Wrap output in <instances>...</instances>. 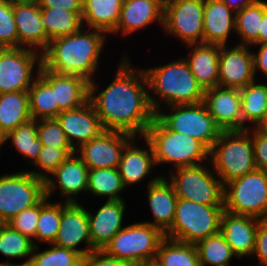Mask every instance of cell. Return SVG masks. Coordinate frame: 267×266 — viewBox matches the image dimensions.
I'll list each match as a JSON object with an SVG mask.
<instances>
[{
    "mask_svg": "<svg viewBox=\"0 0 267 266\" xmlns=\"http://www.w3.org/2000/svg\"><path fill=\"white\" fill-rule=\"evenodd\" d=\"M128 56L121 58L112 82L97 93L98 85L89 82V101L104 130L144 137L155 118L143 69H134ZM97 93V94H96Z\"/></svg>",
    "mask_w": 267,
    "mask_h": 266,
    "instance_id": "cell-1",
    "label": "cell"
},
{
    "mask_svg": "<svg viewBox=\"0 0 267 266\" xmlns=\"http://www.w3.org/2000/svg\"><path fill=\"white\" fill-rule=\"evenodd\" d=\"M82 27L67 36L50 40L42 53V66L55 73L77 75L91 82L106 42V33L102 30Z\"/></svg>",
    "mask_w": 267,
    "mask_h": 266,
    "instance_id": "cell-2",
    "label": "cell"
},
{
    "mask_svg": "<svg viewBox=\"0 0 267 266\" xmlns=\"http://www.w3.org/2000/svg\"><path fill=\"white\" fill-rule=\"evenodd\" d=\"M167 64L143 69L149 93L150 104L155 113L167 106L196 104L204 100L205 91L198 84L184 57ZM154 95V96H153ZM160 98V101L158 100ZM158 100V101H157Z\"/></svg>",
    "mask_w": 267,
    "mask_h": 266,
    "instance_id": "cell-3",
    "label": "cell"
},
{
    "mask_svg": "<svg viewBox=\"0 0 267 266\" xmlns=\"http://www.w3.org/2000/svg\"><path fill=\"white\" fill-rule=\"evenodd\" d=\"M151 144L155 164H172V169L197 166L209 160V149L199 140L169 130L156 116L144 136Z\"/></svg>",
    "mask_w": 267,
    "mask_h": 266,
    "instance_id": "cell-4",
    "label": "cell"
},
{
    "mask_svg": "<svg viewBox=\"0 0 267 266\" xmlns=\"http://www.w3.org/2000/svg\"><path fill=\"white\" fill-rule=\"evenodd\" d=\"M209 164L223 185L256 169L251 134L222 131L209 151Z\"/></svg>",
    "mask_w": 267,
    "mask_h": 266,
    "instance_id": "cell-5",
    "label": "cell"
},
{
    "mask_svg": "<svg viewBox=\"0 0 267 266\" xmlns=\"http://www.w3.org/2000/svg\"><path fill=\"white\" fill-rule=\"evenodd\" d=\"M224 206H208L178 198L172 227L165 237L196 244L220 231Z\"/></svg>",
    "mask_w": 267,
    "mask_h": 266,
    "instance_id": "cell-6",
    "label": "cell"
},
{
    "mask_svg": "<svg viewBox=\"0 0 267 266\" xmlns=\"http://www.w3.org/2000/svg\"><path fill=\"white\" fill-rule=\"evenodd\" d=\"M203 164L169 171L167 179L178 198L208 206H224V185L211 166Z\"/></svg>",
    "mask_w": 267,
    "mask_h": 266,
    "instance_id": "cell-7",
    "label": "cell"
},
{
    "mask_svg": "<svg viewBox=\"0 0 267 266\" xmlns=\"http://www.w3.org/2000/svg\"><path fill=\"white\" fill-rule=\"evenodd\" d=\"M224 210L235 215L267 218V172L255 169L225 184Z\"/></svg>",
    "mask_w": 267,
    "mask_h": 266,
    "instance_id": "cell-8",
    "label": "cell"
},
{
    "mask_svg": "<svg viewBox=\"0 0 267 266\" xmlns=\"http://www.w3.org/2000/svg\"><path fill=\"white\" fill-rule=\"evenodd\" d=\"M165 234L145 222H135L122 228L103 249L108 255L131 265L155 260Z\"/></svg>",
    "mask_w": 267,
    "mask_h": 266,
    "instance_id": "cell-9",
    "label": "cell"
},
{
    "mask_svg": "<svg viewBox=\"0 0 267 266\" xmlns=\"http://www.w3.org/2000/svg\"><path fill=\"white\" fill-rule=\"evenodd\" d=\"M158 110L155 116L174 132L189 135L202 142L209 150L220 136L222 130L215 123L205 103L178 104ZM166 111H169L168 114Z\"/></svg>",
    "mask_w": 267,
    "mask_h": 266,
    "instance_id": "cell-10",
    "label": "cell"
},
{
    "mask_svg": "<svg viewBox=\"0 0 267 266\" xmlns=\"http://www.w3.org/2000/svg\"><path fill=\"white\" fill-rule=\"evenodd\" d=\"M45 197V180L20 170L0 176V224H6L23 210Z\"/></svg>",
    "mask_w": 267,
    "mask_h": 266,
    "instance_id": "cell-11",
    "label": "cell"
},
{
    "mask_svg": "<svg viewBox=\"0 0 267 266\" xmlns=\"http://www.w3.org/2000/svg\"><path fill=\"white\" fill-rule=\"evenodd\" d=\"M41 66L42 54L35 50L3 48L0 51V93L28 91Z\"/></svg>",
    "mask_w": 267,
    "mask_h": 266,
    "instance_id": "cell-12",
    "label": "cell"
},
{
    "mask_svg": "<svg viewBox=\"0 0 267 266\" xmlns=\"http://www.w3.org/2000/svg\"><path fill=\"white\" fill-rule=\"evenodd\" d=\"M204 0H165L163 30L185 45L203 43Z\"/></svg>",
    "mask_w": 267,
    "mask_h": 266,
    "instance_id": "cell-13",
    "label": "cell"
},
{
    "mask_svg": "<svg viewBox=\"0 0 267 266\" xmlns=\"http://www.w3.org/2000/svg\"><path fill=\"white\" fill-rule=\"evenodd\" d=\"M132 135L104 130L97 137L81 145L75 153L89 169L118 168L122 151Z\"/></svg>",
    "mask_w": 267,
    "mask_h": 266,
    "instance_id": "cell-14",
    "label": "cell"
},
{
    "mask_svg": "<svg viewBox=\"0 0 267 266\" xmlns=\"http://www.w3.org/2000/svg\"><path fill=\"white\" fill-rule=\"evenodd\" d=\"M82 242L86 247L78 248ZM53 244L74 250L83 257L95 250L91 244L87 210L81 203L62 202L59 231Z\"/></svg>",
    "mask_w": 267,
    "mask_h": 266,
    "instance_id": "cell-15",
    "label": "cell"
},
{
    "mask_svg": "<svg viewBox=\"0 0 267 266\" xmlns=\"http://www.w3.org/2000/svg\"><path fill=\"white\" fill-rule=\"evenodd\" d=\"M88 171V166L78 154H71L45 179V196L50 199L52 193L59 190L60 197H63L64 202H78L77 197L81 192L87 194ZM57 187L58 189H56Z\"/></svg>",
    "mask_w": 267,
    "mask_h": 266,
    "instance_id": "cell-16",
    "label": "cell"
},
{
    "mask_svg": "<svg viewBox=\"0 0 267 266\" xmlns=\"http://www.w3.org/2000/svg\"><path fill=\"white\" fill-rule=\"evenodd\" d=\"M227 47L220 46L219 86L241 89L257 80L251 46Z\"/></svg>",
    "mask_w": 267,
    "mask_h": 266,
    "instance_id": "cell-17",
    "label": "cell"
},
{
    "mask_svg": "<svg viewBox=\"0 0 267 266\" xmlns=\"http://www.w3.org/2000/svg\"><path fill=\"white\" fill-rule=\"evenodd\" d=\"M203 102L222 131L243 130L240 89L210 88L205 90Z\"/></svg>",
    "mask_w": 267,
    "mask_h": 266,
    "instance_id": "cell-18",
    "label": "cell"
},
{
    "mask_svg": "<svg viewBox=\"0 0 267 266\" xmlns=\"http://www.w3.org/2000/svg\"><path fill=\"white\" fill-rule=\"evenodd\" d=\"M56 119L74 150L104 131L100 118L89 100L77 108L61 111Z\"/></svg>",
    "mask_w": 267,
    "mask_h": 266,
    "instance_id": "cell-19",
    "label": "cell"
},
{
    "mask_svg": "<svg viewBox=\"0 0 267 266\" xmlns=\"http://www.w3.org/2000/svg\"><path fill=\"white\" fill-rule=\"evenodd\" d=\"M13 15L17 26L18 48H29L42 54L50 40L43 27L38 2L13 3Z\"/></svg>",
    "mask_w": 267,
    "mask_h": 266,
    "instance_id": "cell-20",
    "label": "cell"
},
{
    "mask_svg": "<svg viewBox=\"0 0 267 266\" xmlns=\"http://www.w3.org/2000/svg\"><path fill=\"white\" fill-rule=\"evenodd\" d=\"M125 203L124 200H106L95 214L87 210L89 234L95 250H103L111 239L125 227L123 226Z\"/></svg>",
    "mask_w": 267,
    "mask_h": 266,
    "instance_id": "cell-21",
    "label": "cell"
},
{
    "mask_svg": "<svg viewBox=\"0 0 267 266\" xmlns=\"http://www.w3.org/2000/svg\"><path fill=\"white\" fill-rule=\"evenodd\" d=\"M147 198L154 221H145L164 234L172 227L178 197L165 175L151 178L147 185Z\"/></svg>",
    "mask_w": 267,
    "mask_h": 266,
    "instance_id": "cell-22",
    "label": "cell"
},
{
    "mask_svg": "<svg viewBox=\"0 0 267 266\" xmlns=\"http://www.w3.org/2000/svg\"><path fill=\"white\" fill-rule=\"evenodd\" d=\"M165 0H123L116 29L111 33L128 36L158 21L163 28Z\"/></svg>",
    "mask_w": 267,
    "mask_h": 266,
    "instance_id": "cell-23",
    "label": "cell"
},
{
    "mask_svg": "<svg viewBox=\"0 0 267 266\" xmlns=\"http://www.w3.org/2000/svg\"><path fill=\"white\" fill-rule=\"evenodd\" d=\"M259 220L251 216L223 212L219 232L237 258L253 255Z\"/></svg>",
    "mask_w": 267,
    "mask_h": 266,
    "instance_id": "cell-24",
    "label": "cell"
},
{
    "mask_svg": "<svg viewBox=\"0 0 267 266\" xmlns=\"http://www.w3.org/2000/svg\"><path fill=\"white\" fill-rule=\"evenodd\" d=\"M39 75L51 86L61 111L77 108L89 100V81L85 78L55 73L43 66Z\"/></svg>",
    "mask_w": 267,
    "mask_h": 266,
    "instance_id": "cell-25",
    "label": "cell"
},
{
    "mask_svg": "<svg viewBox=\"0 0 267 266\" xmlns=\"http://www.w3.org/2000/svg\"><path fill=\"white\" fill-rule=\"evenodd\" d=\"M141 138L146 143L145 147L137 146L135 144L137 137H133L126 144L121 154L118 171L125 187L145 180L152 173V168L156 166L150 142L145 137Z\"/></svg>",
    "mask_w": 267,
    "mask_h": 266,
    "instance_id": "cell-26",
    "label": "cell"
},
{
    "mask_svg": "<svg viewBox=\"0 0 267 266\" xmlns=\"http://www.w3.org/2000/svg\"><path fill=\"white\" fill-rule=\"evenodd\" d=\"M203 43L227 45L235 32L234 13L222 0H204Z\"/></svg>",
    "mask_w": 267,
    "mask_h": 266,
    "instance_id": "cell-27",
    "label": "cell"
},
{
    "mask_svg": "<svg viewBox=\"0 0 267 266\" xmlns=\"http://www.w3.org/2000/svg\"><path fill=\"white\" fill-rule=\"evenodd\" d=\"M190 55L184 57L198 84L203 90L219 86V54L220 45L188 44Z\"/></svg>",
    "mask_w": 267,
    "mask_h": 266,
    "instance_id": "cell-28",
    "label": "cell"
},
{
    "mask_svg": "<svg viewBox=\"0 0 267 266\" xmlns=\"http://www.w3.org/2000/svg\"><path fill=\"white\" fill-rule=\"evenodd\" d=\"M123 0H82L83 26L104 31L116 29Z\"/></svg>",
    "mask_w": 267,
    "mask_h": 266,
    "instance_id": "cell-29",
    "label": "cell"
},
{
    "mask_svg": "<svg viewBox=\"0 0 267 266\" xmlns=\"http://www.w3.org/2000/svg\"><path fill=\"white\" fill-rule=\"evenodd\" d=\"M31 119L28 91L0 93V135Z\"/></svg>",
    "mask_w": 267,
    "mask_h": 266,
    "instance_id": "cell-30",
    "label": "cell"
},
{
    "mask_svg": "<svg viewBox=\"0 0 267 266\" xmlns=\"http://www.w3.org/2000/svg\"><path fill=\"white\" fill-rule=\"evenodd\" d=\"M243 130L254 128L262 120L267 109V82L256 80L240 89ZM252 126L246 125L247 123Z\"/></svg>",
    "mask_w": 267,
    "mask_h": 266,
    "instance_id": "cell-31",
    "label": "cell"
},
{
    "mask_svg": "<svg viewBox=\"0 0 267 266\" xmlns=\"http://www.w3.org/2000/svg\"><path fill=\"white\" fill-rule=\"evenodd\" d=\"M155 260L160 266H200L195 244L168 237L160 243Z\"/></svg>",
    "mask_w": 267,
    "mask_h": 266,
    "instance_id": "cell-32",
    "label": "cell"
},
{
    "mask_svg": "<svg viewBox=\"0 0 267 266\" xmlns=\"http://www.w3.org/2000/svg\"><path fill=\"white\" fill-rule=\"evenodd\" d=\"M41 17L49 40L73 34L83 27L82 14L64 9L41 8Z\"/></svg>",
    "mask_w": 267,
    "mask_h": 266,
    "instance_id": "cell-33",
    "label": "cell"
},
{
    "mask_svg": "<svg viewBox=\"0 0 267 266\" xmlns=\"http://www.w3.org/2000/svg\"><path fill=\"white\" fill-rule=\"evenodd\" d=\"M118 168L89 169L87 192L106 200H123L119 194L125 190Z\"/></svg>",
    "mask_w": 267,
    "mask_h": 266,
    "instance_id": "cell-34",
    "label": "cell"
},
{
    "mask_svg": "<svg viewBox=\"0 0 267 266\" xmlns=\"http://www.w3.org/2000/svg\"><path fill=\"white\" fill-rule=\"evenodd\" d=\"M9 140L15 150L23 155L22 157L28 159V163H31L30 165L37 161L42 148V143L37 135V120L31 118L27 122L20 124L3 137V144Z\"/></svg>",
    "mask_w": 267,
    "mask_h": 266,
    "instance_id": "cell-35",
    "label": "cell"
},
{
    "mask_svg": "<svg viewBox=\"0 0 267 266\" xmlns=\"http://www.w3.org/2000/svg\"><path fill=\"white\" fill-rule=\"evenodd\" d=\"M31 118L51 119L56 118L61 112L55 102L51 86L38 75L28 90Z\"/></svg>",
    "mask_w": 267,
    "mask_h": 266,
    "instance_id": "cell-36",
    "label": "cell"
},
{
    "mask_svg": "<svg viewBox=\"0 0 267 266\" xmlns=\"http://www.w3.org/2000/svg\"><path fill=\"white\" fill-rule=\"evenodd\" d=\"M266 9V1L256 0L249 7L236 13L235 34L237 33L241 39L238 45L251 46L259 38L263 12Z\"/></svg>",
    "mask_w": 267,
    "mask_h": 266,
    "instance_id": "cell-37",
    "label": "cell"
},
{
    "mask_svg": "<svg viewBox=\"0 0 267 266\" xmlns=\"http://www.w3.org/2000/svg\"><path fill=\"white\" fill-rule=\"evenodd\" d=\"M195 246L200 266H230V260L236 257L220 232L198 241Z\"/></svg>",
    "mask_w": 267,
    "mask_h": 266,
    "instance_id": "cell-38",
    "label": "cell"
},
{
    "mask_svg": "<svg viewBox=\"0 0 267 266\" xmlns=\"http://www.w3.org/2000/svg\"><path fill=\"white\" fill-rule=\"evenodd\" d=\"M48 199L45 196L40 201V216L37 223L36 236L32 240L34 246H38V242H44L48 245L53 244L59 231L62 202L51 203Z\"/></svg>",
    "mask_w": 267,
    "mask_h": 266,
    "instance_id": "cell-39",
    "label": "cell"
},
{
    "mask_svg": "<svg viewBox=\"0 0 267 266\" xmlns=\"http://www.w3.org/2000/svg\"><path fill=\"white\" fill-rule=\"evenodd\" d=\"M34 248L33 241L26 235L0 224V253L9 258H27L22 266H28Z\"/></svg>",
    "mask_w": 267,
    "mask_h": 266,
    "instance_id": "cell-40",
    "label": "cell"
},
{
    "mask_svg": "<svg viewBox=\"0 0 267 266\" xmlns=\"http://www.w3.org/2000/svg\"><path fill=\"white\" fill-rule=\"evenodd\" d=\"M34 246L28 266H82L83 256L74 250L50 244V248L39 252Z\"/></svg>",
    "mask_w": 267,
    "mask_h": 266,
    "instance_id": "cell-41",
    "label": "cell"
},
{
    "mask_svg": "<svg viewBox=\"0 0 267 266\" xmlns=\"http://www.w3.org/2000/svg\"><path fill=\"white\" fill-rule=\"evenodd\" d=\"M73 153H75L73 148H54L42 145L39 157L33 164L35 170L29 172L45 180Z\"/></svg>",
    "mask_w": 267,
    "mask_h": 266,
    "instance_id": "cell-42",
    "label": "cell"
},
{
    "mask_svg": "<svg viewBox=\"0 0 267 266\" xmlns=\"http://www.w3.org/2000/svg\"><path fill=\"white\" fill-rule=\"evenodd\" d=\"M37 135L42 145L72 148L56 118L37 120Z\"/></svg>",
    "mask_w": 267,
    "mask_h": 266,
    "instance_id": "cell-43",
    "label": "cell"
},
{
    "mask_svg": "<svg viewBox=\"0 0 267 266\" xmlns=\"http://www.w3.org/2000/svg\"><path fill=\"white\" fill-rule=\"evenodd\" d=\"M0 45L3 48H18V33L13 15V4L7 0H0Z\"/></svg>",
    "mask_w": 267,
    "mask_h": 266,
    "instance_id": "cell-44",
    "label": "cell"
},
{
    "mask_svg": "<svg viewBox=\"0 0 267 266\" xmlns=\"http://www.w3.org/2000/svg\"><path fill=\"white\" fill-rule=\"evenodd\" d=\"M40 216V202L37 205L29 207L14 218L9 220L6 224L11 228L17 230L23 235L28 236L33 240L36 236L37 223Z\"/></svg>",
    "mask_w": 267,
    "mask_h": 266,
    "instance_id": "cell-45",
    "label": "cell"
},
{
    "mask_svg": "<svg viewBox=\"0 0 267 266\" xmlns=\"http://www.w3.org/2000/svg\"><path fill=\"white\" fill-rule=\"evenodd\" d=\"M247 131L251 134L256 169L267 172V134L259 132L255 127Z\"/></svg>",
    "mask_w": 267,
    "mask_h": 266,
    "instance_id": "cell-46",
    "label": "cell"
},
{
    "mask_svg": "<svg viewBox=\"0 0 267 266\" xmlns=\"http://www.w3.org/2000/svg\"><path fill=\"white\" fill-rule=\"evenodd\" d=\"M82 266H132L129 262L108 255L104 250H93L83 257Z\"/></svg>",
    "mask_w": 267,
    "mask_h": 266,
    "instance_id": "cell-47",
    "label": "cell"
},
{
    "mask_svg": "<svg viewBox=\"0 0 267 266\" xmlns=\"http://www.w3.org/2000/svg\"><path fill=\"white\" fill-rule=\"evenodd\" d=\"M259 259L257 266H267V218L260 219L257 227L255 248L251 257Z\"/></svg>",
    "mask_w": 267,
    "mask_h": 266,
    "instance_id": "cell-48",
    "label": "cell"
},
{
    "mask_svg": "<svg viewBox=\"0 0 267 266\" xmlns=\"http://www.w3.org/2000/svg\"><path fill=\"white\" fill-rule=\"evenodd\" d=\"M40 8L64 9L82 14V0H38Z\"/></svg>",
    "mask_w": 267,
    "mask_h": 266,
    "instance_id": "cell-49",
    "label": "cell"
},
{
    "mask_svg": "<svg viewBox=\"0 0 267 266\" xmlns=\"http://www.w3.org/2000/svg\"><path fill=\"white\" fill-rule=\"evenodd\" d=\"M252 46L258 48V53L254 51L253 53V60H254V72L255 75L257 74L256 72L260 71L263 73L265 77L267 76V43L266 44H252Z\"/></svg>",
    "mask_w": 267,
    "mask_h": 266,
    "instance_id": "cell-50",
    "label": "cell"
},
{
    "mask_svg": "<svg viewBox=\"0 0 267 266\" xmlns=\"http://www.w3.org/2000/svg\"><path fill=\"white\" fill-rule=\"evenodd\" d=\"M234 13L249 7L256 0H222Z\"/></svg>",
    "mask_w": 267,
    "mask_h": 266,
    "instance_id": "cell-51",
    "label": "cell"
},
{
    "mask_svg": "<svg viewBox=\"0 0 267 266\" xmlns=\"http://www.w3.org/2000/svg\"><path fill=\"white\" fill-rule=\"evenodd\" d=\"M267 43V9L263 12V19L261 22V30L259 38L253 44H266Z\"/></svg>",
    "mask_w": 267,
    "mask_h": 266,
    "instance_id": "cell-52",
    "label": "cell"
},
{
    "mask_svg": "<svg viewBox=\"0 0 267 266\" xmlns=\"http://www.w3.org/2000/svg\"><path fill=\"white\" fill-rule=\"evenodd\" d=\"M259 132L267 134V109L265 110L262 120L255 127Z\"/></svg>",
    "mask_w": 267,
    "mask_h": 266,
    "instance_id": "cell-53",
    "label": "cell"
},
{
    "mask_svg": "<svg viewBox=\"0 0 267 266\" xmlns=\"http://www.w3.org/2000/svg\"><path fill=\"white\" fill-rule=\"evenodd\" d=\"M132 266H160V265L156 262V260H151L133 264Z\"/></svg>",
    "mask_w": 267,
    "mask_h": 266,
    "instance_id": "cell-54",
    "label": "cell"
},
{
    "mask_svg": "<svg viewBox=\"0 0 267 266\" xmlns=\"http://www.w3.org/2000/svg\"><path fill=\"white\" fill-rule=\"evenodd\" d=\"M10 3L37 2L38 0H7Z\"/></svg>",
    "mask_w": 267,
    "mask_h": 266,
    "instance_id": "cell-55",
    "label": "cell"
},
{
    "mask_svg": "<svg viewBox=\"0 0 267 266\" xmlns=\"http://www.w3.org/2000/svg\"><path fill=\"white\" fill-rule=\"evenodd\" d=\"M0 266H22V264L21 263H19V264H16V263H11V262H9V261H5V262H2L1 264H0Z\"/></svg>",
    "mask_w": 267,
    "mask_h": 266,
    "instance_id": "cell-56",
    "label": "cell"
},
{
    "mask_svg": "<svg viewBox=\"0 0 267 266\" xmlns=\"http://www.w3.org/2000/svg\"><path fill=\"white\" fill-rule=\"evenodd\" d=\"M4 145L3 144V137L0 135V150H1V146Z\"/></svg>",
    "mask_w": 267,
    "mask_h": 266,
    "instance_id": "cell-57",
    "label": "cell"
}]
</instances>
